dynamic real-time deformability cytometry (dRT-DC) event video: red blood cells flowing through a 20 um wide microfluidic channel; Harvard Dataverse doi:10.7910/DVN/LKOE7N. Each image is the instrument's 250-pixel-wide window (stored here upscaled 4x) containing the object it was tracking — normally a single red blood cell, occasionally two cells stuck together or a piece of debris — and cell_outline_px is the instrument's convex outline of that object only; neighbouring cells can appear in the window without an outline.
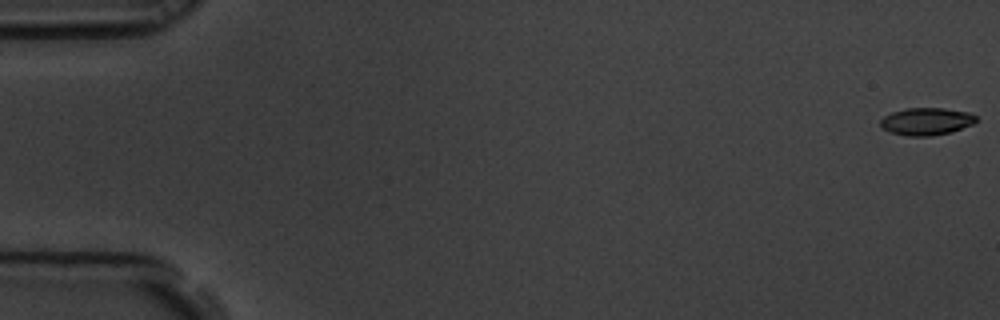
{"species": "common noctule bat (a hibernating species)", "species_latin": "Nyctalus noctula", "temperature_condition": "room temperature", "stored_images_in_passage": 59, "camera_frame_rate_fps": 3000, "um_per_image_px": 0.085, "animal": {"sex": "male", "body_mass_g": 19.5, "forearm_length_mm": 54.6}, "frame": {"image": 1, "passage_image": 1, "time_ms": 0.0, "image_size_px": [1000, 320], "cell_outline_px": [[980, 120], [972, 124], [952, 132], [932, 136], [908, 136], [892, 132], [880, 128], [880, 120], [884, 116], [892, 112], [908, 108], [944, 108], [968, 112], [976, 116]], "centroid_in_image_um": [78.76, 10.32], "position_along_channel_um": 6.2, "area_um2": 15.37}}
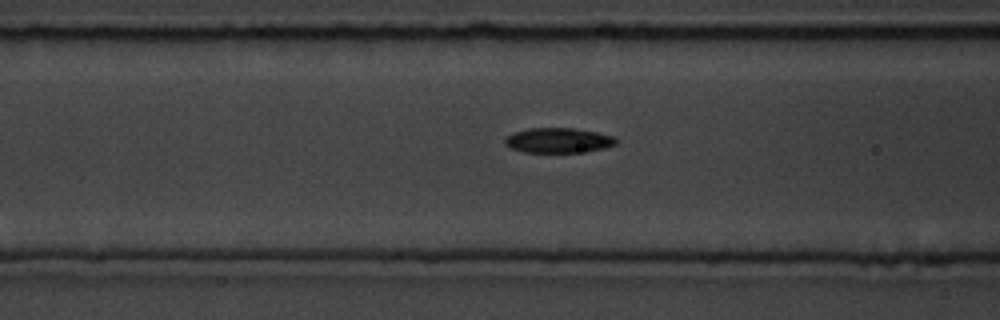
{"frame": {"image": 2, "passage_image": 24, "time_ms": 7.667, "image_size_px": [1000, 320], "cell_outline_px": [[616, 144], [604, 148], [584, 152], [524, 152], [512, 148], [504, 144], [504, 140], [512, 132], [528, 128], [572, 128], [596, 132], [616, 136]], "centroid_in_image_um": [47.45, 11.93], "position_along_channel_um": 119.1, "area_um2": 16.18}}
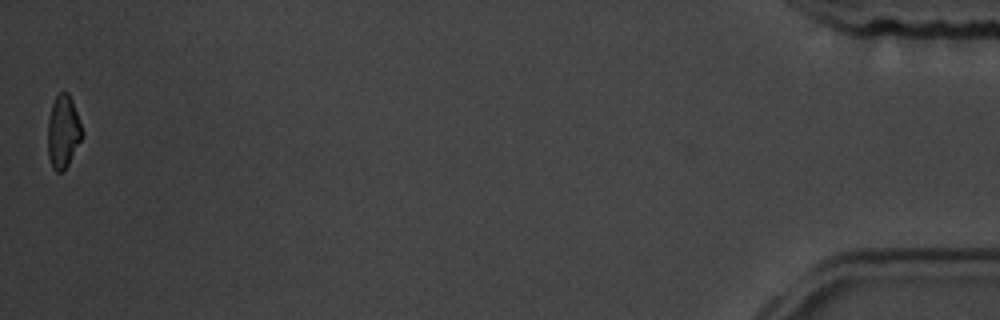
{"frame": {"image": 3, "passage_image": 59, "time_ms": 19.333, "image_size_px": [1000, 320], "cell_outline_px": [[84, 136], [68, 164], [60, 172], [56, 172], [52, 168], [48, 156], [48, 120], [52, 104], [56, 96], [60, 92], [68, 92], [72, 100], [84, 132]], "centroid_in_image_um": [5.38, 11.19], "position_along_channel_um": 429.8, "area_um2": 14.62}, "authors_computed_cell_mechanics": {"area_um2": 15.9528, "velocity_mm_per_s": 3.4936, "shape_relaxation_time_tau1_ms": 3.2008, "shape_relaxation_time_tau2_ms": null, "deformation_change_tau1": 0.1221, "deformation_change_tau2": null}}